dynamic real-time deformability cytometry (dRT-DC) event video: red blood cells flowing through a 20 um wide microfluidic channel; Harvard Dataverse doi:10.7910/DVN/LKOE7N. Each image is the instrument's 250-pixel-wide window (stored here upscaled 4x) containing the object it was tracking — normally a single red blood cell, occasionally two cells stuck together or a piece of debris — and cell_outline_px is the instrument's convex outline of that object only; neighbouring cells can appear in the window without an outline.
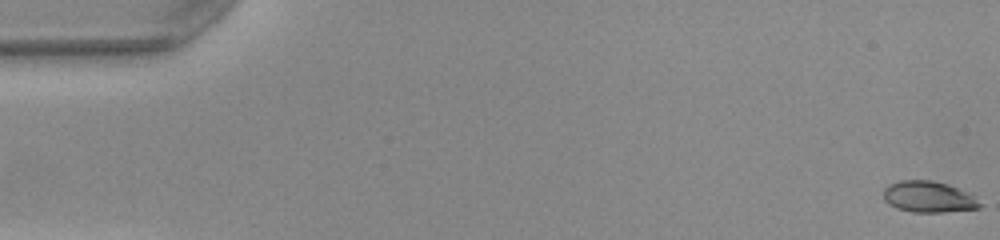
{"species": "common noctule bat (a hibernating species)", "species_latin": "Nyctalus noctula", "temperature_condition": "warm", "stored_images_in_passage": 51, "camera_frame_rate_fps": 3000, "um_per_image_px": 0.085, "animal": {"sex": "female", "body_mass_g": 22.0, "forearm_length_mm": 56.7}, "frame": {"image": 1, "passage_image": 1, "time_ms": 0.0, "image_size_px": [1000, 240], "cell_outline_px": [[984, 204], [980, 208], [944, 212], [912, 212], [896, 208], [888, 204], [884, 200], [884, 188], [888, 184], [900, 180], [932, 180], [948, 184], [972, 192]], "centroid_in_image_um": [78.99, 16.73], "position_along_channel_um": 6.0, "area_um2": 18.03}}
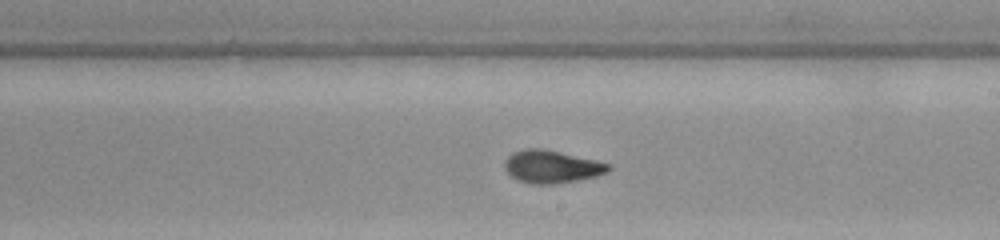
{"frame": {"image": 2, "passage_image": 30, "time_ms": 9.667, "image_size_px": [1000, 240], "cell_outline_px": [[612, 168], [608, 172], [596, 176], [556, 184], [528, 184], [516, 180], [504, 168], [504, 160], [512, 152], [524, 148], [544, 148], [596, 160], [612, 164]], "centroid_in_image_um": [46.88, 14.16], "position_along_channel_um": 242.1, "area_um2": 20.11}}
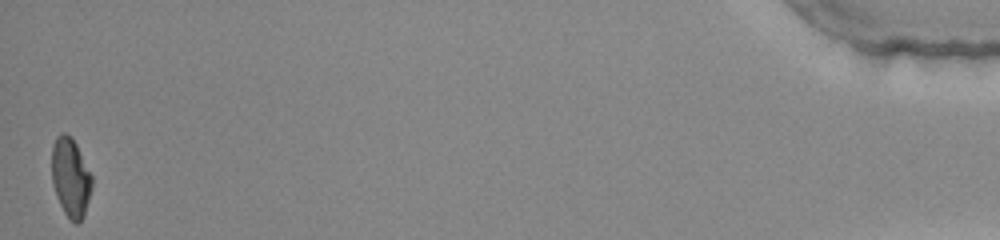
{"frame": {"image": 3, "passage_image": 51, "time_ms": 16.667, "image_size_px": [1000, 240], "cell_outline_px": [[92, 188], [84, 216], [76, 224], [64, 212], [56, 196], [52, 184], [52, 144], [56, 136], [60, 132], [64, 132], [72, 136], [92, 176]], "centroid_in_image_um": [5.99, 15.05], "position_along_channel_um": 429.2, "area_um2": 18.55}, "authors_computed_cell_mechanics": {"area_um2": 18.9584, "velocity_mm_per_s": 4.0527, "shape_relaxation_time_tau1_ms": 10.969, "shape_relaxation_time_tau2_ms": 1.465, "deformation_change_tau1": 0.3325, "deformation_change_tau2": 0.0651}}